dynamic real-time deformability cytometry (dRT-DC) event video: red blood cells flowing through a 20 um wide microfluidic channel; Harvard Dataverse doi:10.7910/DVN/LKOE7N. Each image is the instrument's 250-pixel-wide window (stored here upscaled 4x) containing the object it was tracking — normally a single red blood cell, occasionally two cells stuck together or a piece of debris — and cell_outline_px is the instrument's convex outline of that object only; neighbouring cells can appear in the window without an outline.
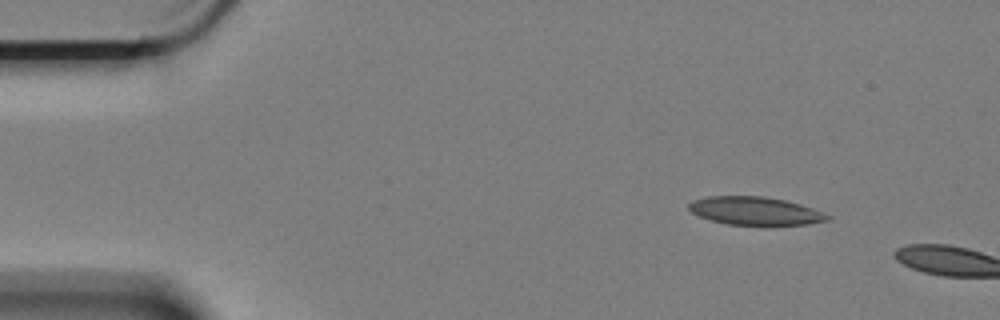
{"species": "Egyptian fruit bat (a non-hibernating species)", "species_latin": "Rousettus aegyptiacus", "temperature_condition": "cold", "stored_images_in_passage": 8, "camera_frame_rate_fps": 3000, "um_per_image_px": 0.085, "animal": {"sex": "female"}, "frame": {"image": 1, "passage_image": 1, "time_ms": 0.0, "image_size_px": [1000, 320], "cell_outline_px": [[832, 216], [828, 220], [808, 224], [728, 224], [712, 220], [700, 216], [692, 212], [688, 208], [688, 204], [692, 200], [708, 196], [764, 196], [784, 200], [800, 204], [812, 208]], "centroid_in_image_um": [64.17, 17.91], "position_along_channel_um": 20.8, "area_um2": 22.37}}